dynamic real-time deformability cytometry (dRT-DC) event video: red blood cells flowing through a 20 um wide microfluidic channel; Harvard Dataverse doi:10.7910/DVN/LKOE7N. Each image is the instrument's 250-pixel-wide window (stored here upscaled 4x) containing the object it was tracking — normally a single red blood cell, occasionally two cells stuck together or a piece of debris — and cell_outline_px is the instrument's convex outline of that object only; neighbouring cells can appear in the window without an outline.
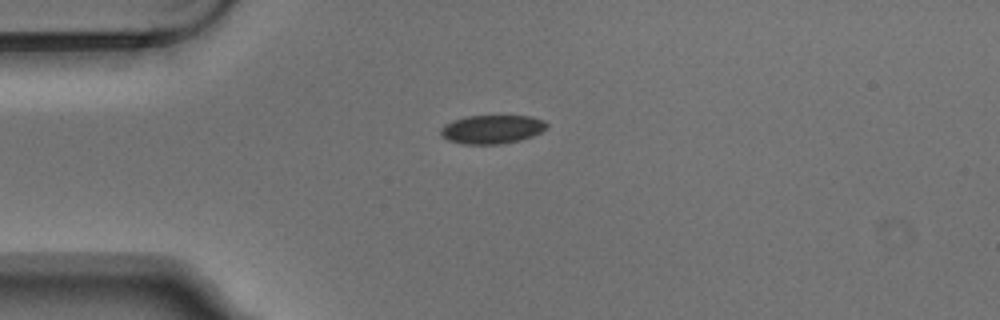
{"species": "Egyptian fruit bat (a non-hibernating species)", "species_latin": "Rousettus aegyptiacus", "temperature_condition": "warm", "stored_images_in_passage": 1, "camera_frame_rate_fps": 3000, "um_per_image_px": 0.085, "animal": {"sex": "male"}, "frame": {"image": 1, "passage_image": 1, "time_ms": 0.0, "image_size_px": [1000, 320], "cell_outline_px": [[548, 128], [532, 136], [520, 140], [500, 144], [460, 144], [448, 140], [440, 136], [440, 128], [444, 124], [452, 120], [468, 116], [532, 116], [544, 120], [548, 124]], "centroid_in_image_um": [41.8, 10.99], "position_along_channel_um": 43.2, "area_um2": 17.92}}